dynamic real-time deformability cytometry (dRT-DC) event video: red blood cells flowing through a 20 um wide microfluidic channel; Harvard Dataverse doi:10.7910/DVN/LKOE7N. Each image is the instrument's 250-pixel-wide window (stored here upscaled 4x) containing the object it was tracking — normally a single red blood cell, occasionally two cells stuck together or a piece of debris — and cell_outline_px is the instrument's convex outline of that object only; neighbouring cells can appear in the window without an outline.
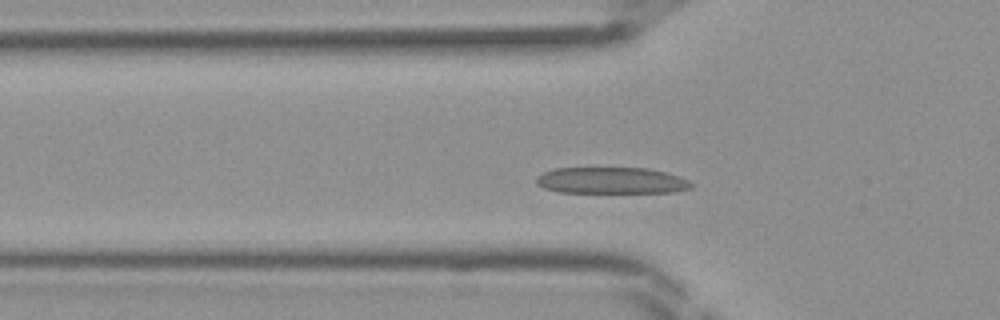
{"species": "Egyptian fruit bat (a non-hibernating species)", "species_latin": "Rousettus aegyptiacus", "temperature_condition": "room temperature", "stored_images_in_passage": 39, "camera_frame_rate_fps": 3000, "um_per_image_px": 0.085, "frame": {"image": 1, "passage_image": 9, "time_ms": 2.667, "image_size_px": [1000, 320], "cell_outline_px": [[696, 184], [692, 188], [672, 192], [556, 192], [544, 188], [536, 184], [536, 176], [544, 172], [556, 168], [648, 168], [680, 176]], "centroid_in_image_um": [51.98, 15.34], "position_along_channel_um": 73.8, "area_um2": 23.93}}
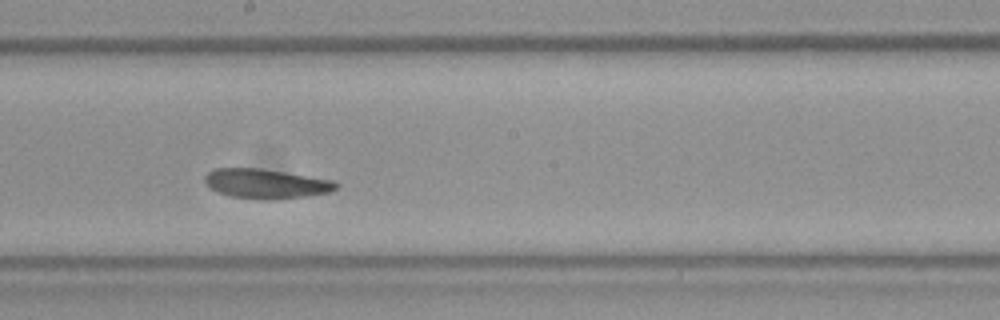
{"frame": {"image": 2, "passage_image": 19, "time_ms": 6.0, "image_size_px": [1000, 320], "cell_outline_px": [[340, 188], [328, 192], [308, 196], [268, 200], [260, 200], [232, 196], [220, 192], [212, 188], [204, 180], [204, 176], [208, 172], [216, 168], [264, 168], [336, 180], [340, 184]], "centroid_in_image_um": [22.7, 15.6], "position_along_channel_um": 225.5, "area_um2": 22.89}}
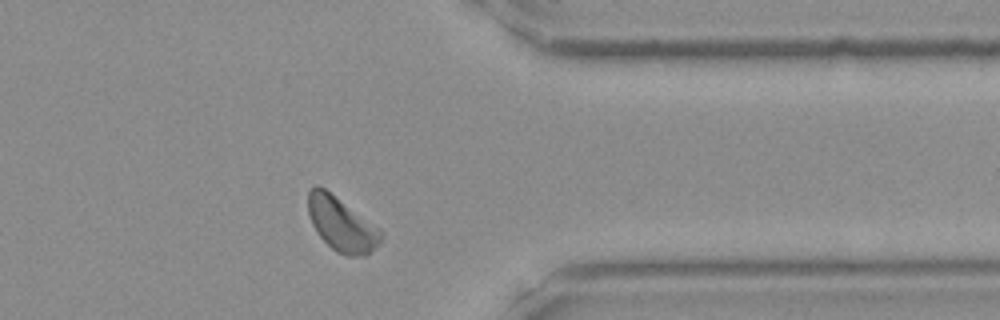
{"frame": {"image": 3, "passage_image": 30, "time_ms": 9.667, "image_size_px": [1000, 320], "cell_outline_px": [[380, 244], [364, 256], [348, 256], [336, 252], [316, 232], [312, 224], [308, 212], [308, 192], [316, 184], [324, 188], [380, 228]], "centroid_in_image_um": [29.01, 19.07], "position_along_channel_um": 382.4, "area_um2": 22.6}}